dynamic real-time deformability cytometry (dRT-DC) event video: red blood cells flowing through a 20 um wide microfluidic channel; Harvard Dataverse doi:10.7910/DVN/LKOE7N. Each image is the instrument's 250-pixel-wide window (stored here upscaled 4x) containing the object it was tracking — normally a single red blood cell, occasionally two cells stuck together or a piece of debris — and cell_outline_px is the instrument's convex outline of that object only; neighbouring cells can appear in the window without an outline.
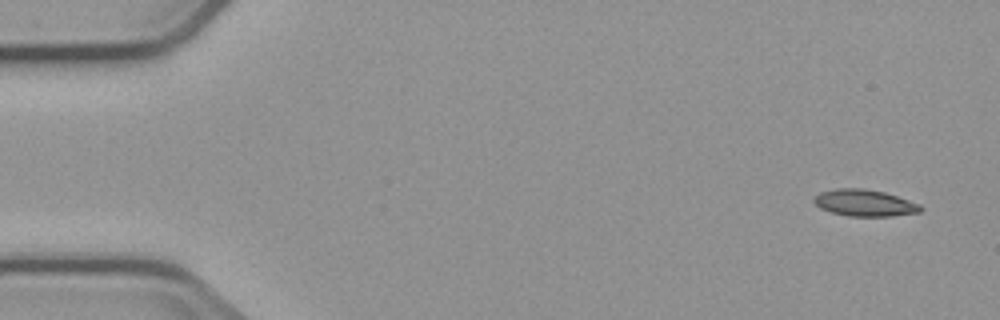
{"species": "common noctule bat (a hibernating species)", "species_latin": "Nyctalus noctula", "temperature_condition": "cold", "stored_images_in_passage": 4, "camera_frame_rate_fps": 3000, "um_per_image_px": 0.085, "animal": {"sex": "male", "body_mass_g": 23.1, "forearm_length_mm": 52.7}, "frame": {"image": 1, "passage_image": 1, "time_ms": 0.0, "image_size_px": [1000, 320], "cell_outline_px": [[924, 208], [920, 212], [892, 216], [848, 216], [832, 212], [820, 208], [812, 200], [820, 192], [836, 188], [864, 188], [884, 192], [920, 204]], "centroid_in_image_um": [73.5, 17.24], "position_along_channel_um": 11.5, "area_um2": 16.53}}
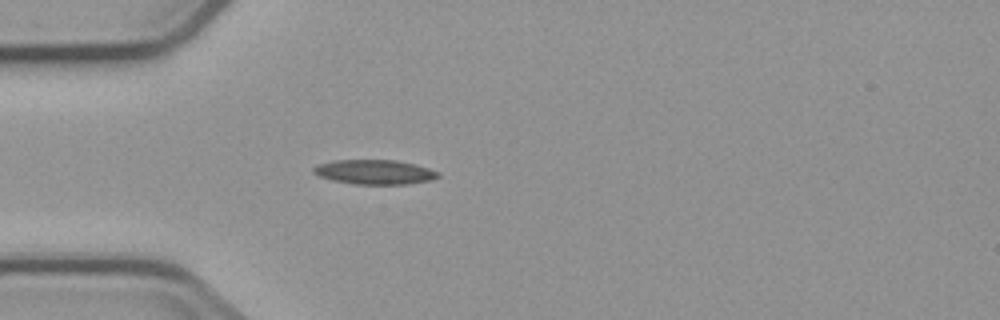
{"frame": {"image": 2, "passage_image": 4, "time_ms": 4.333, "image_size_px": [1000, 320], "cell_outline_px": [[440, 176], [428, 180], [408, 184], [356, 184], [332, 180], [320, 176], [312, 172], [312, 168], [316, 164], [336, 160], [396, 160], [416, 164], [440, 172]], "centroid_in_image_um": [31.82, 14.61], "position_along_channel_um": 53.2, "area_um2": 17.8}}